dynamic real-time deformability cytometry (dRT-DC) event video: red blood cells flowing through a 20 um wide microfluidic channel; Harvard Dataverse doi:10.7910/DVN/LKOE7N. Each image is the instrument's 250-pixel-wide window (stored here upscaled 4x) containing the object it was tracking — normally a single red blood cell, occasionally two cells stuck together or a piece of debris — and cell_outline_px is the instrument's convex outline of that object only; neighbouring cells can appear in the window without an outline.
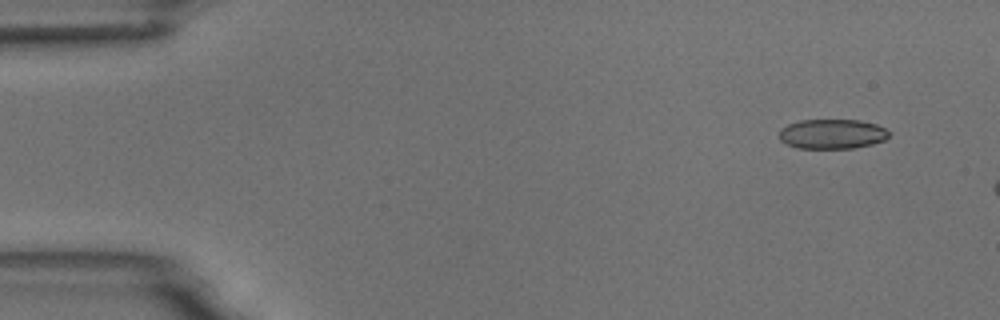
{"species": "common noctule bat (a hibernating species)", "species_latin": "Nyctalus noctula", "temperature_condition": "room temperature", "stored_images_in_passage": 4, "camera_frame_rate_fps": 3000, "um_per_image_px": 0.085, "animal": {"sex": "male", "body_mass_g": 18.8}, "frame": {"image": 1, "passage_image": 2, "time_ms": 1.0, "image_size_px": [1000, 320], "cell_outline_px": [[892, 132], [884, 140], [872, 144], [852, 148], [796, 148], [780, 140], [780, 128], [788, 124], [800, 120], [860, 120], [876, 124]], "centroid_in_image_um": [70.74, 11.38], "position_along_channel_um": 14.3, "area_um2": 19.02}}